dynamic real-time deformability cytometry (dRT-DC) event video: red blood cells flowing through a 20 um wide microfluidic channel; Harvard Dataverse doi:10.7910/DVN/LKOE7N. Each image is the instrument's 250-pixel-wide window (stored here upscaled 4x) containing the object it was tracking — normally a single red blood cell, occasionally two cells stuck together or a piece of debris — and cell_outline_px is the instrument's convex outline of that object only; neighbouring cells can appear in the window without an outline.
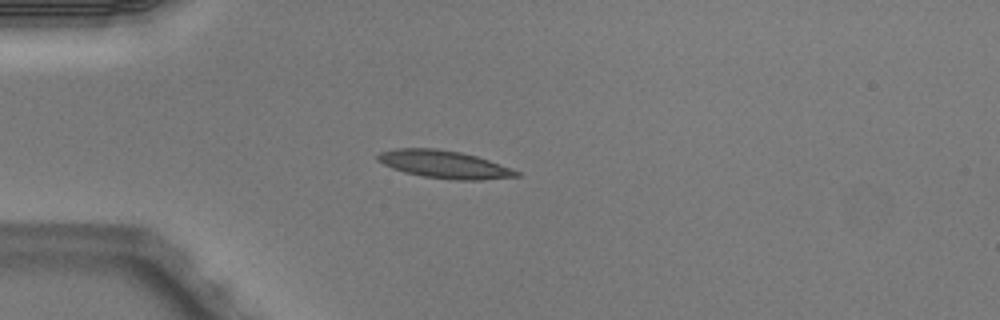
{"species": "Egyptian fruit bat (a non-hibernating species)", "species_latin": "Rousettus aegyptiacus", "temperature_condition": "warm", "stored_images_in_passage": 3, "camera_frame_rate_fps": 3000, "um_per_image_px": 0.085, "animal": {"sex": "male"}, "frame": {"image": 1, "passage_image": 3, "time_ms": 0.667, "image_size_px": [1000, 320], "cell_outline_px": [[524, 176], [480, 180], [456, 180], [424, 176], [404, 172], [392, 168], [376, 160], [376, 156], [380, 152], [396, 148], [436, 148], [460, 152], [476, 156], [512, 168], [520, 172]], "centroid_in_image_um": [37.78, 13.97], "position_along_channel_um": 47.2, "area_um2": 22.43}}